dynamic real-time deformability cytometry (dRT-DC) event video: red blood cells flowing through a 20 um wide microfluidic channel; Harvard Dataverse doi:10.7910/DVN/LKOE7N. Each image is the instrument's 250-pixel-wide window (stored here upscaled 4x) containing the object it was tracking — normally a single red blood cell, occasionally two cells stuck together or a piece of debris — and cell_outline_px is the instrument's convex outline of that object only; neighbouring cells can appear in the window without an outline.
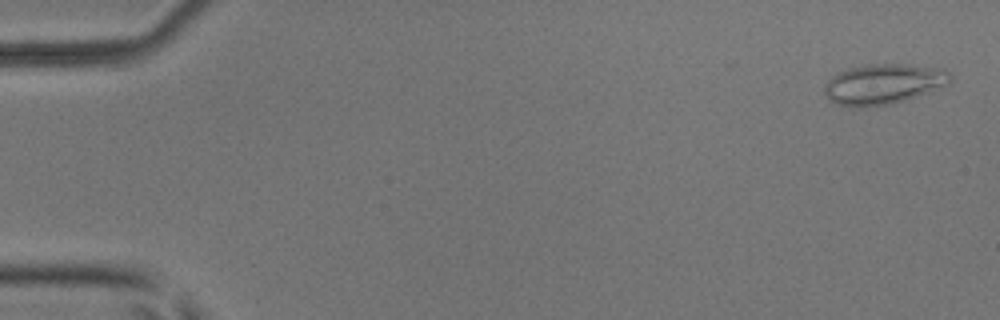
{"species": "common noctule bat (a hibernating species)", "species_latin": "Nyctalus noctula", "temperature_condition": "room temperature", "stored_images_in_passage": 12, "camera_frame_rate_fps": 3000, "um_per_image_px": 0.085, "animal": {"sex": "male", "body_mass_g": 17.9, "forearm_length_mm": 54.2}, "frame": {"image": 1, "passage_image": 2, "time_ms": 0.333, "image_size_px": [1000, 320], "cell_outline_px": [[952, 80], [948, 84], [888, 104], [860, 108], [836, 104], [824, 96], [824, 88], [828, 80], [836, 72], [848, 68], [864, 64], [904, 64], [944, 68], [952, 76]], "centroid_in_image_um": [75.02, 7.12], "position_along_channel_um": 10.0, "area_um2": 29.36}}